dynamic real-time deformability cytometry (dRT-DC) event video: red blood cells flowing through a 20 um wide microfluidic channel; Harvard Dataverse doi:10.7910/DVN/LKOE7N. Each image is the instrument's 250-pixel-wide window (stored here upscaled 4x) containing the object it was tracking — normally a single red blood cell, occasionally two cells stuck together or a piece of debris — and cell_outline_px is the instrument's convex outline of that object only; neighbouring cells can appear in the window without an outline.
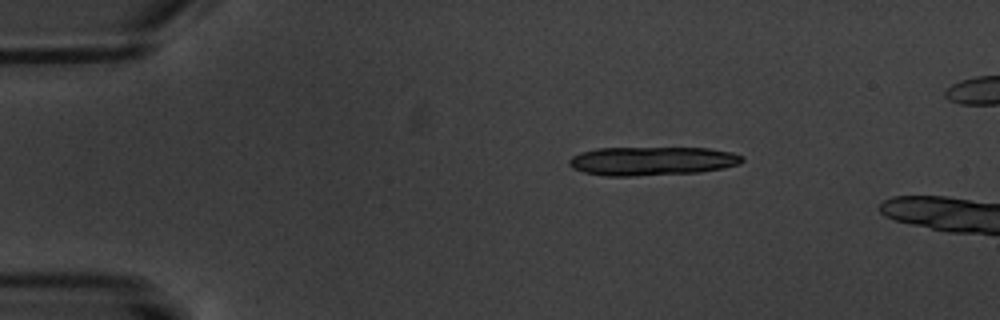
{"species": "common noctule bat (a hibernating species)", "species_latin": "Nyctalus noctula", "temperature_condition": "warm", "stored_images_in_passage": 3, "camera_frame_rate_fps": 3000, "um_per_image_px": 0.085, "animal": {"sex": "male", "body_mass_g": 20.1, "forearm_length_mm": 53.5}, "frame": {"image": 1, "passage_image": 1, "time_ms": 0.0, "image_size_px": [1000, 320], "cell_outline_px": [[744, 160], [740, 164], [724, 168], [700, 172], [632, 176], [604, 176], [584, 172], [572, 168], [568, 164], [568, 160], [572, 156], [580, 152], [596, 148], [708, 148], [732, 152], [744, 156]], "centroid_in_image_um": [55.42, 13.68], "position_along_channel_um": 29.6, "area_um2": 29.19}}